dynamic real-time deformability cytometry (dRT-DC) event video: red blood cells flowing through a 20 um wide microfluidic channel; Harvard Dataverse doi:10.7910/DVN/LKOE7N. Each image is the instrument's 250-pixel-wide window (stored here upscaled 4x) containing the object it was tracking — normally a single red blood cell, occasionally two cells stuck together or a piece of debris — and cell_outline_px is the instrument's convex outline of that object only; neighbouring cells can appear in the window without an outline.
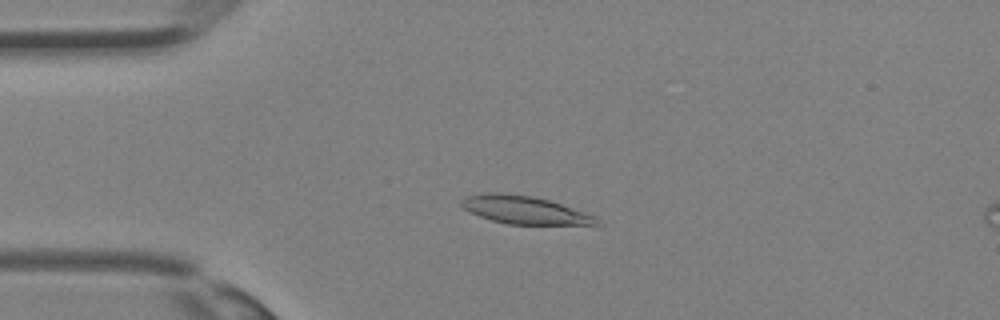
{"species": "Egyptian fruit bat (a non-hibernating species)", "species_latin": "Rousettus aegyptiacus", "temperature_condition": "room temperature", "stored_images_in_passage": 36, "camera_frame_rate_fps": 3000, "um_per_image_px": 0.085, "animal": {"sex": "female"}, "frame": {"image": 1, "passage_image": 9, "time_ms": 2.667, "image_size_px": [1000, 320], "cell_outline_px": [[604, 224], [508, 224], [492, 220], [480, 216], [464, 208], [460, 204], [460, 200], [468, 196], [488, 192], [504, 192], [532, 196], [548, 200], [596, 216]], "centroid_in_image_um": [44.58, 17.84], "position_along_channel_um": 40.4, "area_um2": 21.73}}
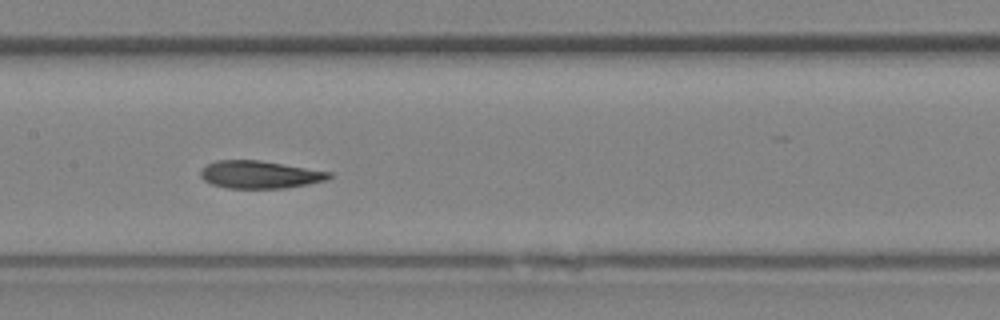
{"frame": {"image": 2, "passage_image": 18, "time_ms": 5.667, "image_size_px": [1000, 320], "cell_outline_px": [[332, 176], [328, 180], [308, 184], [284, 188], [228, 188], [212, 184], [204, 180], [200, 176], [200, 172], [208, 164], [216, 160], [260, 160], [332, 172]], "centroid_in_image_um": [22.11, 14.84], "position_along_channel_um": 185.3, "area_um2": 20.63}}
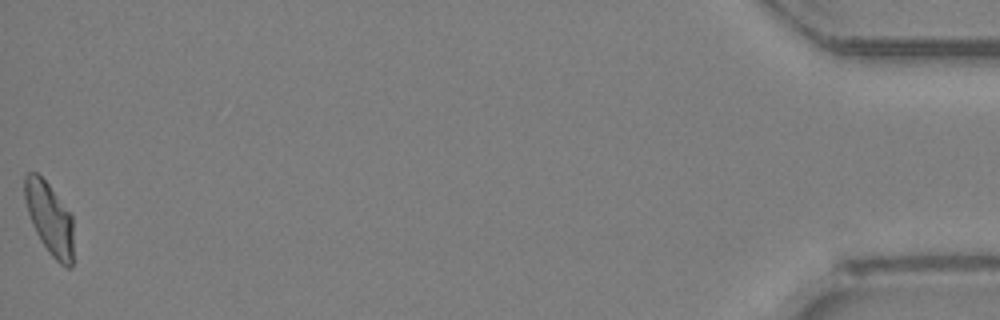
{"frame": {"image": 3, "passage_image": 36, "time_ms": 11.667, "image_size_px": [1000, 320], "cell_outline_px": [[72, 268], [64, 268], [48, 252], [40, 240], [32, 224], [24, 200], [24, 176], [28, 172], [36, 172], [48, 184], [72, 216]], "centroid_in_image_um": [4.19, 18.58], "position_along_channel_um": 431.0, "area_um2": 20.35}}